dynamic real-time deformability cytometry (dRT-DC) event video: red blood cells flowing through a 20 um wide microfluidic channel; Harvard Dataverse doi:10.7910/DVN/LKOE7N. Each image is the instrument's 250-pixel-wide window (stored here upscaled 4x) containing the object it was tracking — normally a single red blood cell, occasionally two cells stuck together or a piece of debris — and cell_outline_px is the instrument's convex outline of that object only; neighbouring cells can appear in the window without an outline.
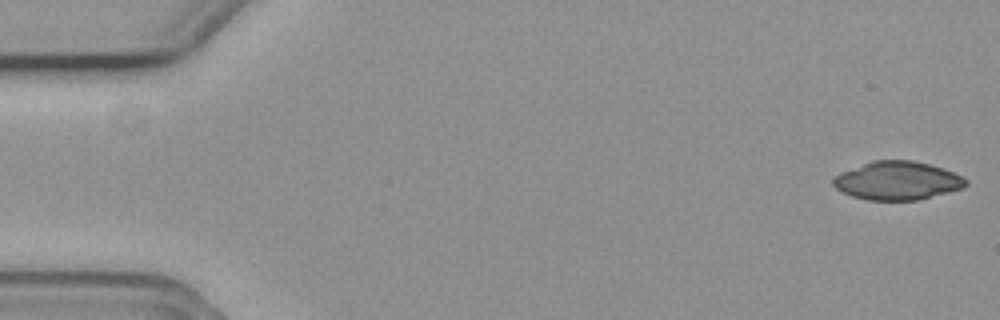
{"species": "common noctule bat (a hibernating species)", "species_latin": "Nyctalus noctula", "temperature_condition": "cold", "stored_images_in_passage": 53, "camera_frame_rate_fps": 3000, "um_per_image_px": 0.085, "animal": {"sex": "female", "body_mass_g": 19.3, "forearm_length_mm": 54.1}, "frame": {"image": 1, "passage_image": 1, "time_ms": 0.0, "image_size_px": [1000, 320], "cell_outline_px": [[968, 184], [964, 188], [920, 200], [868, 200], [852, 196], [836, 188], [832, 184], [832, 180], [840, 172], [872, 160], [912, 160], [944, 168], [964, 176], [968, 180]], "centroid_in_image_um": [76.32, 15.35], "position_along_channel_um": 8.7, "area_um2": 29.94}}
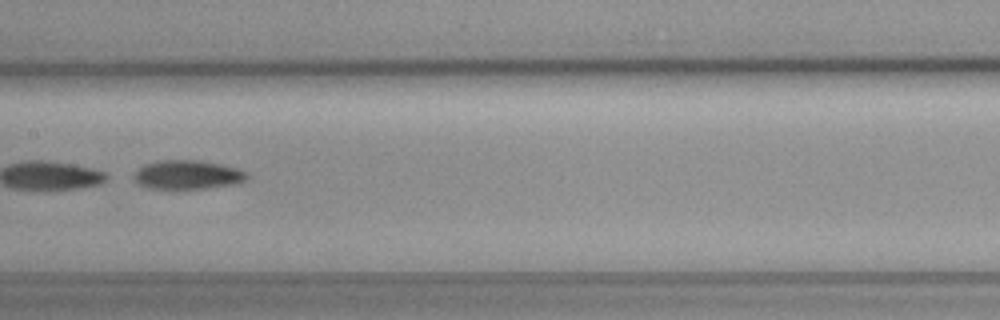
{"frame": {"image": 2, "passage_image": 28, "time_ms": 9.0, "image_size_px": [1000, 320], "cell_outline_px": [[248, 180], [236, 184], [204, 188], [148, 188], [136, 184], [132, 180], [132, 176], [144, 164], [156, 160], [200, 160], [220, 164], [236, 168], [248, 172]], "centroid_in_image_um": [15.92, 14.85], "position_along_channel_um": 191.5, "area_um2": 19.25}}